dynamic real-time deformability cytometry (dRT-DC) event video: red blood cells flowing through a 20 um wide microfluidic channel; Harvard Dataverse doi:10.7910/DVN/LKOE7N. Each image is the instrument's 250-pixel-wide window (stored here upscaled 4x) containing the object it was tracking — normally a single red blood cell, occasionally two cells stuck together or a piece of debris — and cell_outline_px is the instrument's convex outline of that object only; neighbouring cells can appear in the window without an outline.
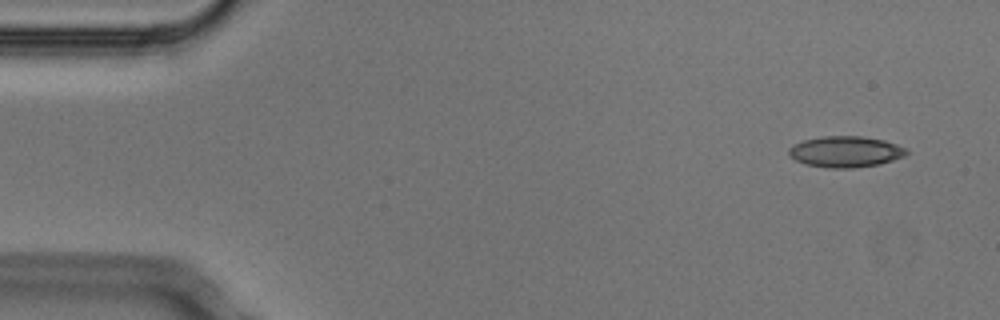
{"species": "Egyptian fruit bat (a non-hibernating species)", "species_latin": "Rousettus aegyptiacus", "temperature_condition": "cold", "stored_images_in_passage": 4, "camera_frame_rate_fps": 3000, "um_per_image_px": 0.085, "animal": {"sex": "male"}, "frame": {"image": 1, "passage_image": 4, "time_ms": 1.0, "image_size_px": [1000, 320], "cell_outline_px": [[908, 152], [904, 156], [880, 164], [852, 168], [828, 168], [804, 164], [796, 160], [788, 152], [788, 148], [792, 144], [804, 140], [820, 136], [860, 136], [884, 140], [908, 148]], "centroid_in_image_um": [71.86, 12.89], "position_along_channel_um": 13.1, "area_um2": 21.39}}